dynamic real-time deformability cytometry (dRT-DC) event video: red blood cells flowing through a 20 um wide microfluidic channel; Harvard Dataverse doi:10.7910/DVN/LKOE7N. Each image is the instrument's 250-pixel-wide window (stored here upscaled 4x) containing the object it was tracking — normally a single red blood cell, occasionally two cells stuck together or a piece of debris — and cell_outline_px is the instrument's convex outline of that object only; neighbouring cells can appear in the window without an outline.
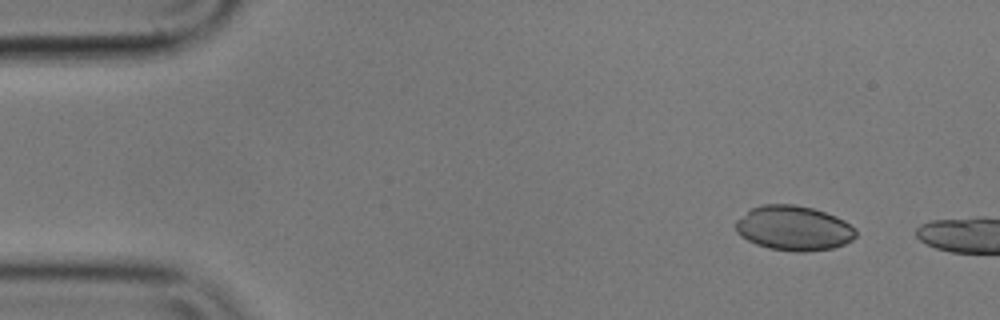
{"species": "common noctule bat (a hibernating species)", "species_latin": "Nyctalus noctula", "temperature_condition": "cold", "stored_images_in_passage": 5, "camera_frame_rate_fps": 3000, "um_per_image_px": 0.085, "animal": {"sex": "male", "body_mass_g": 17.9}, "frame": {"image": 1, "passage_image": 1, "time_ms": 0.0, "image_size_px": [1000, 320], "cell_outline_px": [[856, 236], [852, 240], [844, 244], [832, 248], [804, 252], [796, 252], [768, 248], [756, 244], [740, 236], [736, 232], [736, 220], [752, 208], [760, 204], [792, 204], [812, 208], [836, 216], [844, 220], [856, 228]], "centroid_in_image_um": [67.47, 19.39], "position_along_channel_um": 17.5, "area_um2": 31.39}}